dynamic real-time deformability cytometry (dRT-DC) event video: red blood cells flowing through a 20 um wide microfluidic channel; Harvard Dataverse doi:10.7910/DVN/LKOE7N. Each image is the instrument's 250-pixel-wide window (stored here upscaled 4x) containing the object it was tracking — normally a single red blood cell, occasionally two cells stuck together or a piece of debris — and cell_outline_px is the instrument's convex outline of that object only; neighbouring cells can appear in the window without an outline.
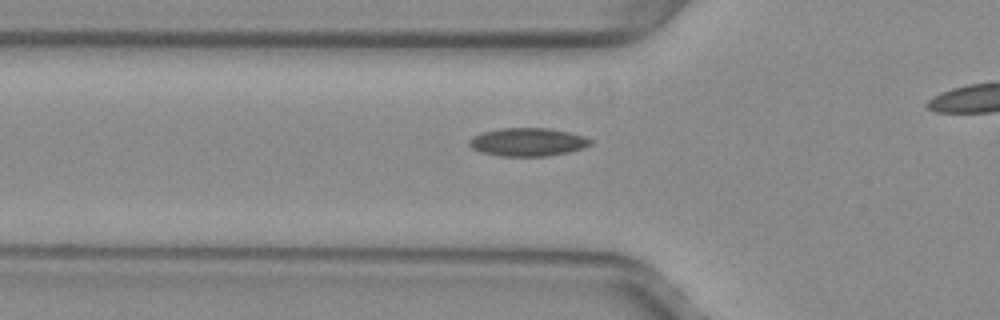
{"species": "common noctule bat (a hibernating species)", "species_latin": "Nyctalus noctula", "temperature_condition": "warm", "stored_images_in_passage": 17, "camera_frame_rate_fps": 3000, "um_per_image_px": 0.085, "animal": {"sex": "female", "body_mass_g": 29.2, "forearm_length_mm": 56.3}, "frame": {"image": 1, "passage_image": 7, "time_ms": 2.0, "image_size_px": [1000, 320], "cell_outline_px": [[592, 144], [584, 148], [568, 152], [548, 156], [500, 156], [480, 152], [472, 148], [468, 144], [468, 140], [472, 136], [480, 132], [500, 128], [548, 128], [568, 132], [584, 136], [592, 140]], "centroid_in_image_um": [44.83, 12.07], "position_along_channel_um": 81.0, "area_um2": 20.11}}
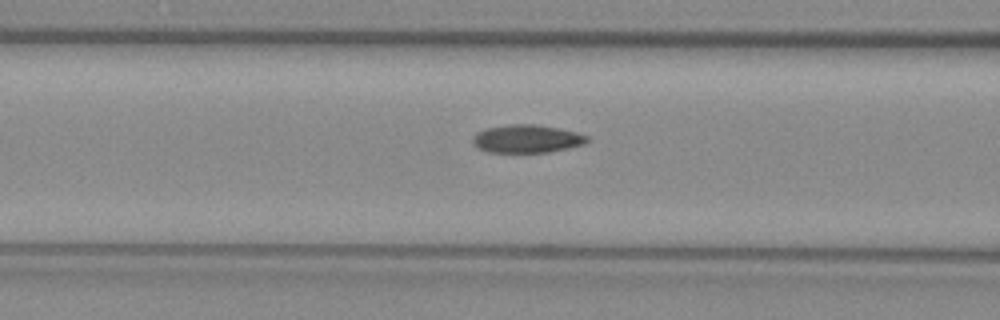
{"frame": {"image": 2, "passage_image": 10, "time_ms": 3.0, "image_size_px": [1000, 320], "cell_outline_px": [[592, 140], [584, 144], [568, 148], [548, 152], [488, 152], [476, 148], [472, 144], [472, 136], [476, 132], [484, 128], [512, 124], [536, 124], [576, 132], [588, 136]], "centroid_in_image_um": [44.75, 11.8], "position_along_channel_um": 121.9, "area_um2": 18.9}}